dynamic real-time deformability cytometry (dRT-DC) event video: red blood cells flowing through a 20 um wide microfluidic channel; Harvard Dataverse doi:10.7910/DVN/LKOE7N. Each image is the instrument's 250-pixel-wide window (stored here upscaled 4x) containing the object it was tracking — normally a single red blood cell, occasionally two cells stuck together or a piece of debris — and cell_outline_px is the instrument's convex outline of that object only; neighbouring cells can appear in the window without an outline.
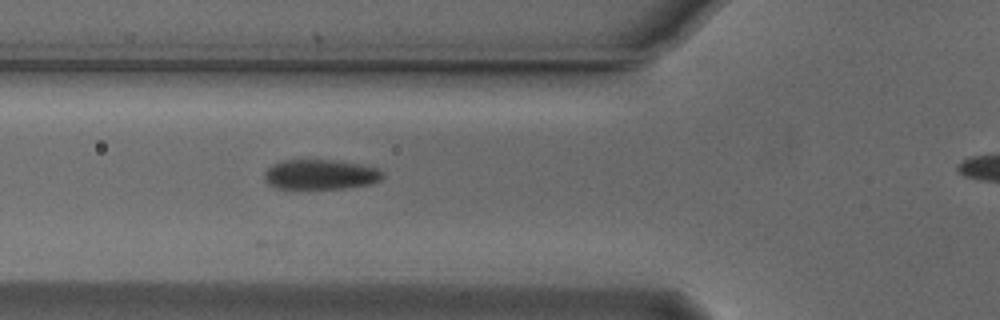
{"species": "Egyptian fruit bat (a non-hibernating species)", "species_latin": "Rousettus aegyptiacus", "temperature_condition": "cold", "stored_images_in_passage": 17, "camera_frame_rate_fps": 3000, "um_per_image_px": 0.085, "animal": {"sex": "male"}, "frame": {"image": 1, "passage_image": 5, "time_ms": 1.333, "image_size_px": [1000, 320], "cell_outline_px": [[384, 176], [380, 180], [368, 184], [344, 188], [276, 188], [268, 184], [264, 180], [264, 172], [272, 164], [284, 160], [332, 160], [360, 164], [376, 168]], "centroid_in_image_um": [27.18, 14.83], "position_along_channel_um": 98.6, "area_um2": 20.4}}
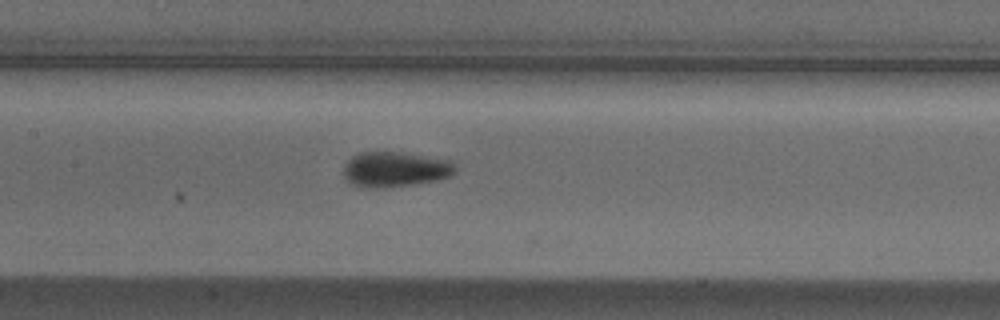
{"frame": {"image": 2, "passage_image": 11, "time_ms": 3.333, "image_size_px": [1000, 320], "cell_outline_px": [[456, 172], [440, 180], [388, 188], [364, 188], [348, 184], [344, 180], [340, 172], [344, 164], [352, 156], [360, 152], [392, 152], [448, 160], [456, 168]], "centroid_in_image_um": [33.45, 14.43], "position_along_channel_um": 173.9, "area_um2": 23.18}}
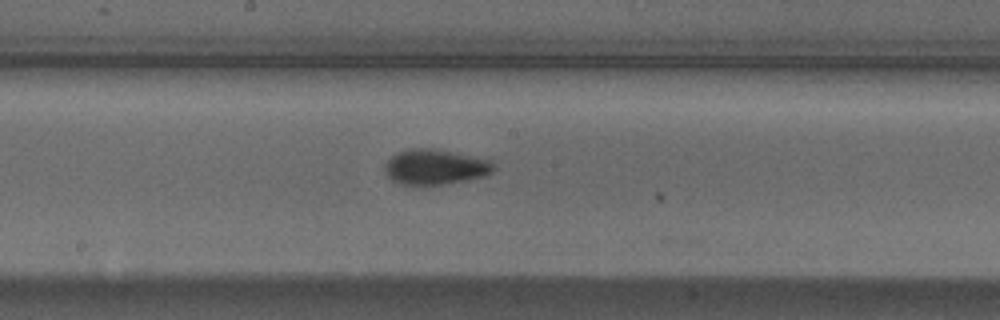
{"frame": {"image": 3, "passage_image": 14, "time_ms": 4.333, "image_size_px": [1000, 320], "cell_outline_px": [[496, 168], [488, 176], [468, 180], [444, 184], [400, 184], [392, 180], [384, 172], [384, 164], [392, 156], [408, 148], [432, 148], [492, 160]], "centroid_in_image_um": [37.02, 14.19], "position_along_channel_um": 211.2, "area_um2": 22.43}}